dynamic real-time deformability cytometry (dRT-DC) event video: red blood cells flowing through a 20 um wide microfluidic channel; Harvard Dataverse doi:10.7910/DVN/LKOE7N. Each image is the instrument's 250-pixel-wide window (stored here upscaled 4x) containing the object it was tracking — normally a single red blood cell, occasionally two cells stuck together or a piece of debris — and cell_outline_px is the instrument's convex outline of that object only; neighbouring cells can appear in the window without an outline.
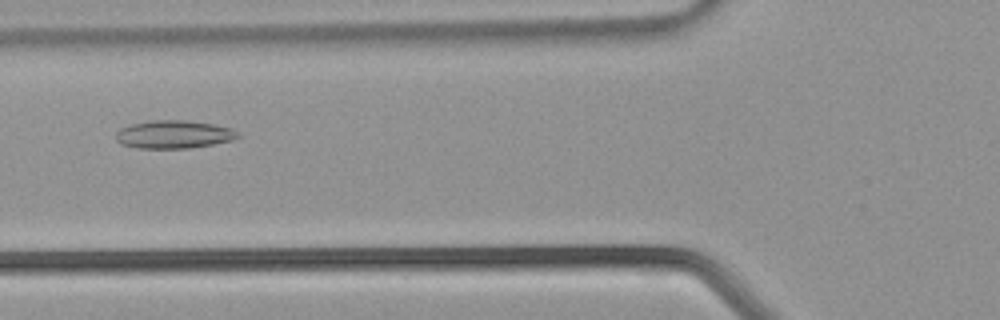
{"species": "common noctule bat (a hibernating species)", "species_latin": "Nyctalus noctula", "temperature_condition": "warm", "stored_images_in_passage": 30, "camera_frame_rate_fps": 3000, "um_per_image_px": 0.085, "animal": {"sex": "male", "body_mass_g": 21.5, "forearm_length_mm": 52.0}, "frame": {"image": 1, "passage_image": 6, "time_ms": 1.667, "image_size_px": [1000, 320], "cell_outline_px": [[240, 136], [232, 140], [212, 144], [188, 148], [136, 148], [120, 144], [116, 140], [116, 132], [120, 128], [132, 124], [148, 120], [184, 120], [212, 124], [232, 128]], "centroid_in_image_um": [14.73, 11.42], "position_along_channel_um": 111.1, "area_um2": 19.88}}
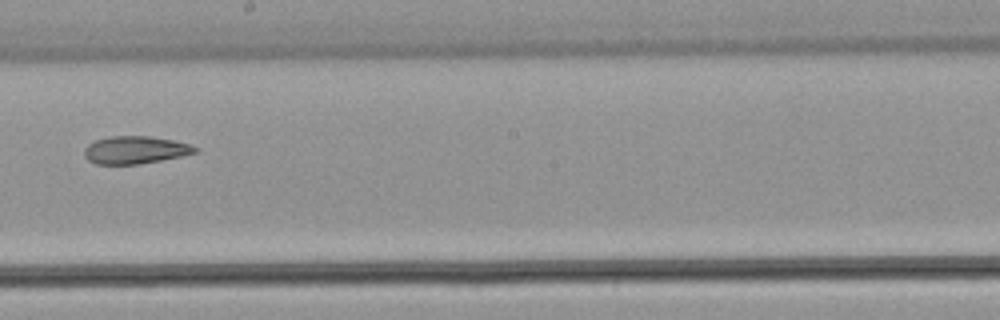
{"frame": {"image": 2, "passage_image": 13, "time_ms": 4.0, "image_size_px": [1000, 320], "cell_outline_px": [[200, 152], [160, 160], [136, 164], [96, 164], [88, 160], [84, 156], [84, 148], [88, 144], [96, 140], [112, 136], [152, 136], [192, 144], [200, 148]], "centroid_in_image_um": [11.53, 12.74], "position_along_channel_um": 236.7, "area_um2": 17.92}}
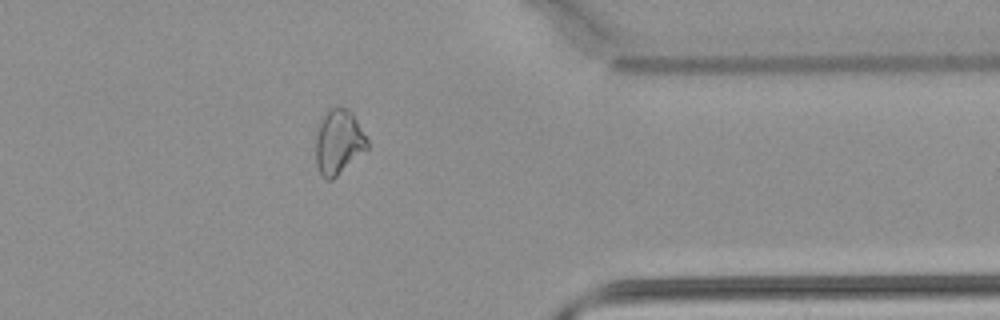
{"frame": {"image": 3, "passage_image": 22, "time_ms": 7.0, "image_size_px": [1000, 320], "cell_outline_px": [[368, 148], [332, 180], [328, 180], [320, 172], [316, 164], [316, 136], [320, 124], [328, 108], [332, 104], [336, 104], [348, 108], [352, 112], [368, 140]], "centroid_in_image_um": [28.78, 12.01], "position_along_channel_um": 382.6, "area_um2": 19.42}}